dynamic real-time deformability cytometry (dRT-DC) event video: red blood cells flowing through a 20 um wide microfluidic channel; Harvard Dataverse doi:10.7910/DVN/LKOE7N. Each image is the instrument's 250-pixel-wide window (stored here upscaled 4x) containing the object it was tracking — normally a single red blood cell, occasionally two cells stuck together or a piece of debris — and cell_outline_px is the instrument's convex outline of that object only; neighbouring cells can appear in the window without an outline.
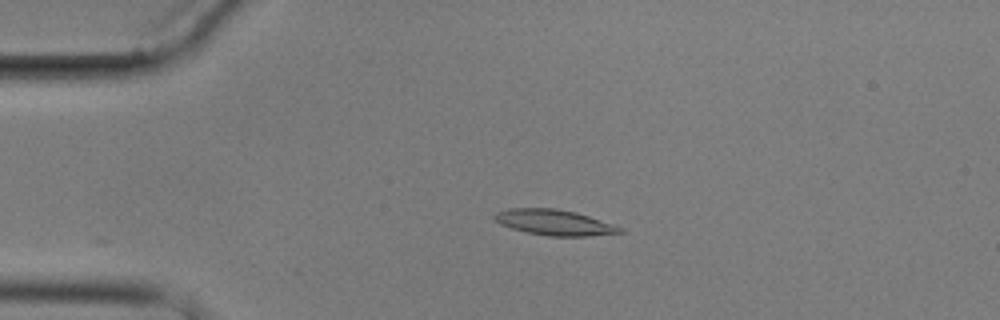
{"species": "common noctule bat (a hibernating species)", "species_latin": "Nyctalus noctula", "temperature_condition": "cold", "stored_images_in_passage": 4, "camera_frame_rate_fps": 3000, "um_per_image_px": 0.085, "animal": {"sex": "male", "body_mass_g": 17.9}, "frame": {"image": 1, "passage_image": 3, "time_ms": 2.333, "image_size_px": [1000, 320], "cell_outline_px": [[624, 232], [588, 236], [548, 236], [528, 232], [512, 228], [500, 224], [492, 216], [496, 212], [508, 208], [556, 208], [576, 212], [624, 228]], "centroid_in_image_um": [47.11, 18.9], "position_along_channel_um": 37.9, "area_um2": 18.61}}